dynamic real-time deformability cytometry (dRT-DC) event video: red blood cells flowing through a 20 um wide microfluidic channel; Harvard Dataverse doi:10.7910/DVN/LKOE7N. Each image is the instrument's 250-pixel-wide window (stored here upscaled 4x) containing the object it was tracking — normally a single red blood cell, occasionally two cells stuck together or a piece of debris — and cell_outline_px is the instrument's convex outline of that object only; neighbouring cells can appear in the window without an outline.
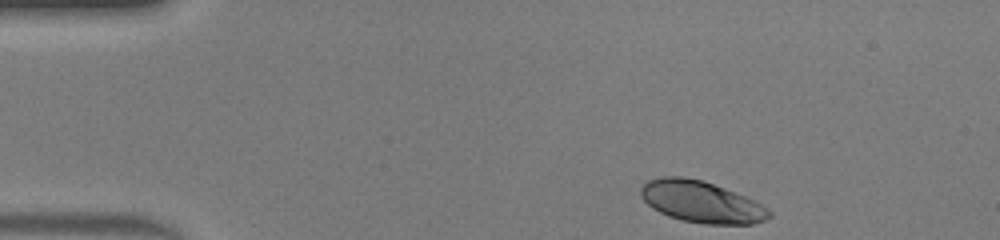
{"species": "human", "species_latin": "Homo sapiens", "temperature_condition": "warm", "stored_images_in_passage": 41, "camera_frame_rate_fps": 3000, "um_per_image_px": 0.085, "donor": {"sex": "male"}, "frame": {"image": 1, "passage_image": 1, "time_ms": 0.0, "image_size_px": [1000, 240], "cell_outline_px": [[772, 216], [764, 220], [752, 224], [704, 224], [680, 220], [668, 216], [652, 208], [640, 196], [640, 184], [648, 180], [660, 176], [684, 176], [700, 180], [724, 188], [744, 196], [768, 208], [772, 212]], "centroid_in_image_um": [59.56, 17.16], "position_along_channel_um": 25.4, "area_um2": 31.15}}
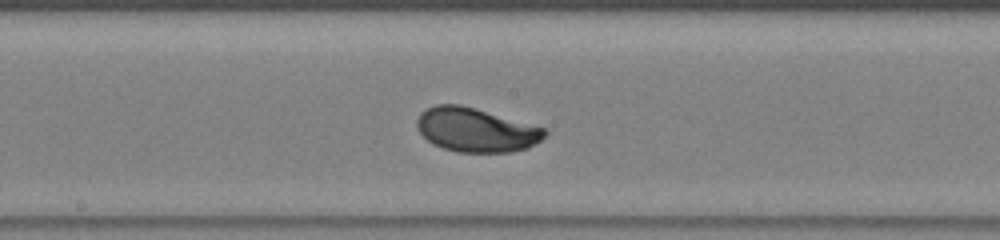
{"frame": {"image": 2, "passage_image": 19, "time_ms": 6.0, "image_size_px": [1000, 240], "cell_outline_px": [[548, 132], [540, 140], [528, 148], [512, 152], [456, 152], [432, 144], [416, 128], [416, 120], [420, 112], [424, 108], [436, 104], [460, 104], [548, 128]], "centroid_in_image_um": [40.45, 11.03], "position_along_channel_um": 207.8, "area_um2": 33.06}}
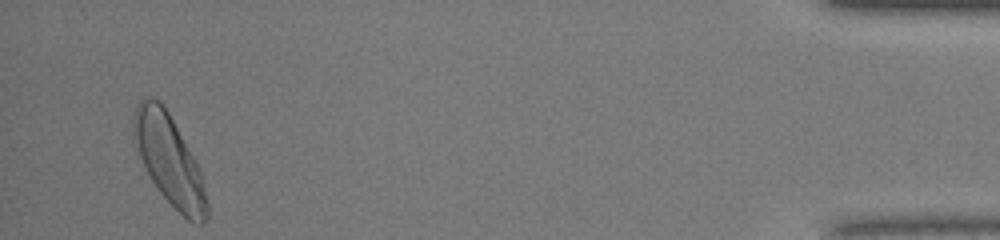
{"frame": {"image": 3, "passage_image": 39, "time_ms": 12.667, "image_size_px": [1000, 240], "cell_outline_px": [[208, 216], [200, 224], [196, 224], [188, 220], [160, 192], [152, 180], [140, 156], [132, 136], [132, 124], [136, 104], [144, 96], [148, 96], [156, 100], [168, 112], [196, 160], [200, 168], [208, 200]], "centroid_in_image_um": [14.4, 13.59], "position_along_channel_um": 420.8, "area_um2": 37.86}, "authors_computed_cell_mechanics": {"area_um2": 32.657, "velocity_mm_per_s": 4.3703, "shape_relaxation_time_tau1_ms": 2.0313, "shape_relaxation_time_tau2_ms": null, "deformation_change_tau1": 0.1355, "deformation_change_tau2": null}}